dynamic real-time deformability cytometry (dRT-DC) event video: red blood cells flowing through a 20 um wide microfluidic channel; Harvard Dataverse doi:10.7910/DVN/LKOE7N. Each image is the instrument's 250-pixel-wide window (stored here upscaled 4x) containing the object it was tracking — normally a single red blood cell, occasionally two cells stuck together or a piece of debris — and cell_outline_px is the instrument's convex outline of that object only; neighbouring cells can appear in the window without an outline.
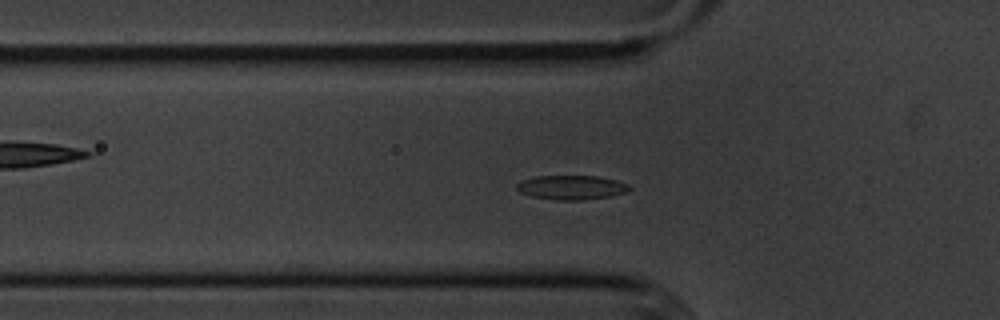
{"species": "common noctule bat (a hibernating species)", "species_latin": "Nyctalus noctula", "temperature_condition": "cold", "stored_images_in_passage": 55, "segment_of_instrument_passage": [1, 2], "camera_frame_rate_fps": 3000, "um_per_image_px": 0.085, "animal": {"sex": "male", "body_mass_g": 20.1, "forearm_length_mm": 53.5}, "frame": {"image": 1, "passage_image": 17, "time_ms": 5.333, "image_size_px": [1000, 320], "cell_outline_px": [[632, 188], [628, 192], [612, 196], [584, 200], [552, 200], [532, 196], [520, 192], [516, 188], [516, 184], [520, 180], [536, 176], [596, 176], [616, 180], [628, 184]], "centroid_in_image_um": [48.58, 15.94], "position_along_channel_um": 77.2, "area_um2": 16.13}}
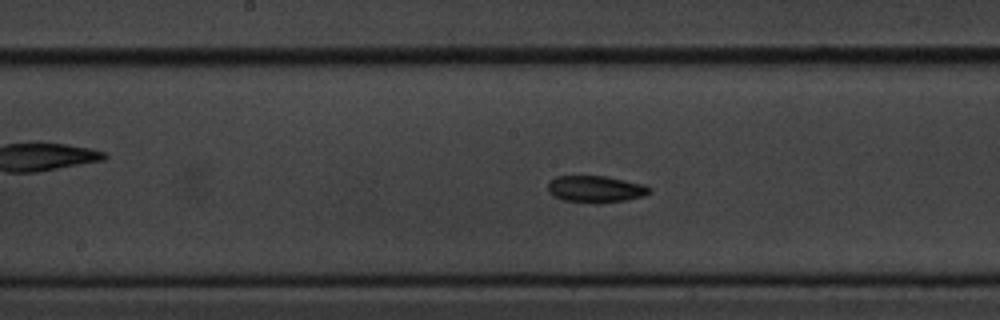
{"frame": {"image": 2, "passage_image": 27, "time_ms": 8.667, "image_size_px": [1000, 320], "cell_outline_px": [[652, 188], [644, 196], [628, 200], [564, 200], [552, 196], [548, 192], [548, 184], [556, 176], [604, 176], [644, 184]], "centroid_in_image_um": [50.62, 16.02], "position_along_channel_um": 197.6, "area_um2": 15.03}}
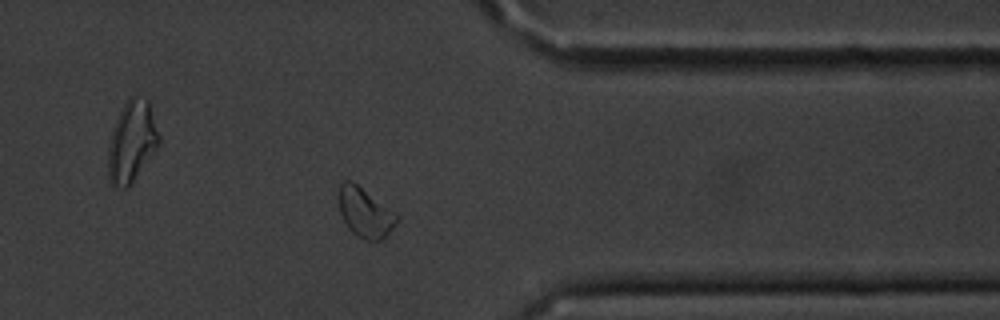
{"frame": {"image": 3, "passage_image": 43, "time_ms": 14.0, "image_size_px": [1000, 320], "cell_outline_px": [[400, 220], [384, 240], [364, 240], [356, 236], [348, 228], [340, 212], [340, 184], [344, 180], [352, 180], [396, 212], [400, 216]], "centroid_in_image_um": [31.09, 18.09], "position_along_channel_um": 380.3, "area_um2": 16.99}}